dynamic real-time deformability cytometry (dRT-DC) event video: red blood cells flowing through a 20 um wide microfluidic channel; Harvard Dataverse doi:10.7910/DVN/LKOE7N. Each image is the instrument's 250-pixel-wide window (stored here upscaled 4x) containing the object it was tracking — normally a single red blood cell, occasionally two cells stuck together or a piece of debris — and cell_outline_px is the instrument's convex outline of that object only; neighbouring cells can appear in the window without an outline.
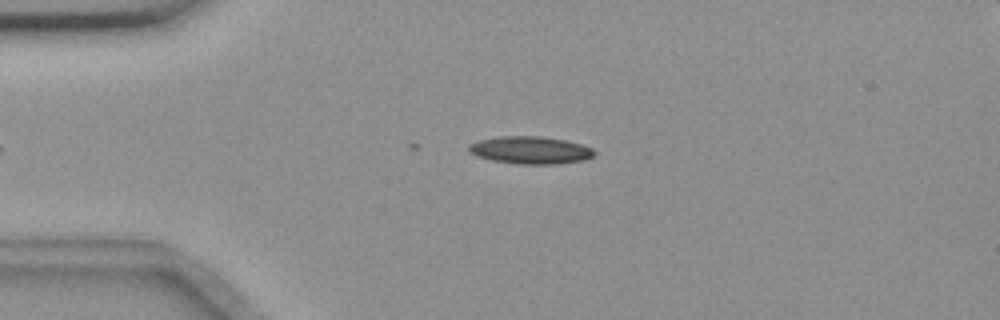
{"species": "common noctule bat (a hibernating species)", "species_latin": "Nyctalus noctula", "temperature_condition": "room temperature", "stored_images_in_passage": 3, "camera_frame_rate_fps": 3000, "um_per_image_px": 0.085, "animal": {"sex": "female", "body_mass_g": 18.4}, "frame": {"image": 1, "passage_image": 1, "time_ms": 0.0, "image_size_px": [1000, 320], "cell_outline_px": [[596, 156], [584, 160], [552, 164], [516, 164], [492, 160], [476, 156], [468, 152], [468, 144], [480, 140], [500, 136], [540, 136], [568, 140], [592, 148], [596, 152]], "centroid_in_image_um": [45.09, 12.76], "position_along_channel_um": 39.9, "area_um2": 20.29}}